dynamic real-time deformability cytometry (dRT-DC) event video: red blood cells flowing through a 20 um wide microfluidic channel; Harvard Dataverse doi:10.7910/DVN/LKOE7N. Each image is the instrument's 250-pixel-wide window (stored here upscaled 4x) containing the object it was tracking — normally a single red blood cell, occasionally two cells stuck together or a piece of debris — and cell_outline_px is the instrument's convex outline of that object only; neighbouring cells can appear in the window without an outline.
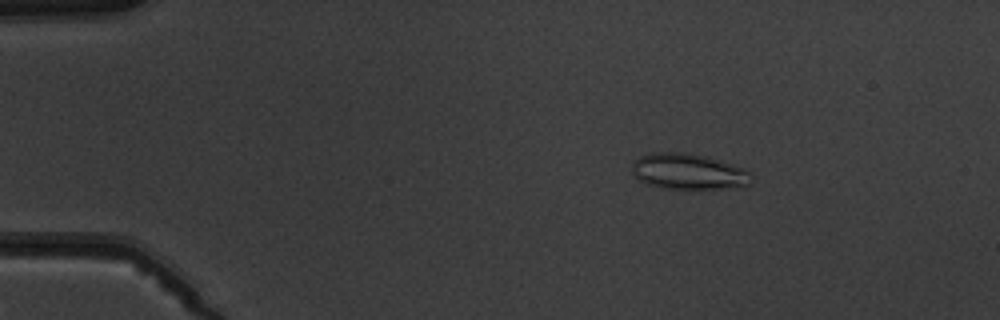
{"species": "common noctule bat (a hibernating species)", "species_latin": "Nyctalus noctula", "temperature_condition": "warm", "stored_images_in_passage": 6, "camera_frame_rate_fps": 3000, "um_per_image_px": 0.085, "animal": {"sex": "male", "body_mass_g": 19.5, "forearm_length_mm": 54.6}, "frame": {"image": 1, "passage_image": 3, "time_ms": 2.333, "image_size_px": [1000, 320], "cell_outline_px": [[752, 184], [720, 188], [660, 188], [644, 184], [632, 176], [632, 164], [640, 156], [652, 152], [688, 152], [704, 156], [744, 168], [752, 172]], "centroid_in_image_um": [58.47, 14.58], "position_along_channel_um": 26.5, "area_um2": 25.03}}
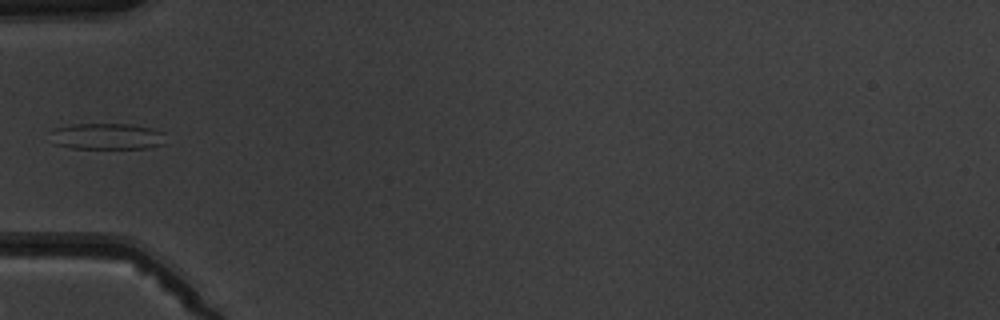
{"frame": {"image": 2, "passage_image": 5, "time_ms": 5.667, "image_size_px": [1000, 320], "cell_outline_px": [[164, 144], [148, 148], [72, 148], [52, 144], [52, 128], [72, 124], [132, 124], [152, 128], [164, 132]], "centroid_in_image_um": [9.08, 11.59], "position_along_channel_um": 75.9, "area_um2": 17.8}}
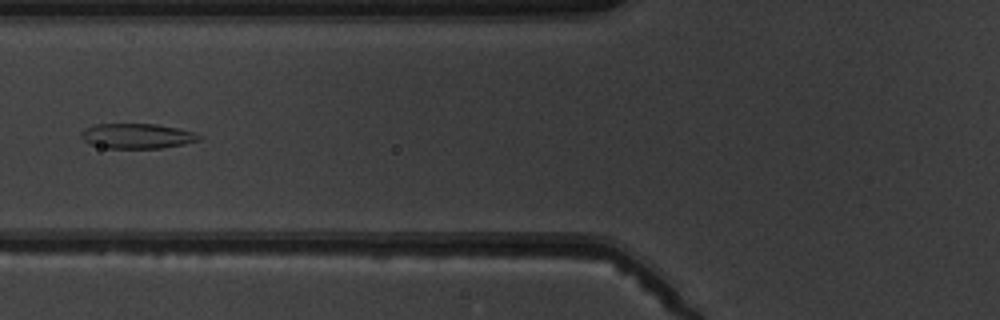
{"frame": {"image": 3, "passage_image": 6, "time_ms": 6.667, "image_size_px": [1000, 320], "cell_outline_px": [[200, 140], [184, 144], [160, 148], [100, 148], [88, 144], [80, 136], [80, 132], [84, 128], [96, 124], [156, 124], [176, 128], [192, 132], [200, 136]], "centroid_in_image_um": [11.57, 11.57], "position_along_channel_um": 114.2, "area_um2": 17.22}}